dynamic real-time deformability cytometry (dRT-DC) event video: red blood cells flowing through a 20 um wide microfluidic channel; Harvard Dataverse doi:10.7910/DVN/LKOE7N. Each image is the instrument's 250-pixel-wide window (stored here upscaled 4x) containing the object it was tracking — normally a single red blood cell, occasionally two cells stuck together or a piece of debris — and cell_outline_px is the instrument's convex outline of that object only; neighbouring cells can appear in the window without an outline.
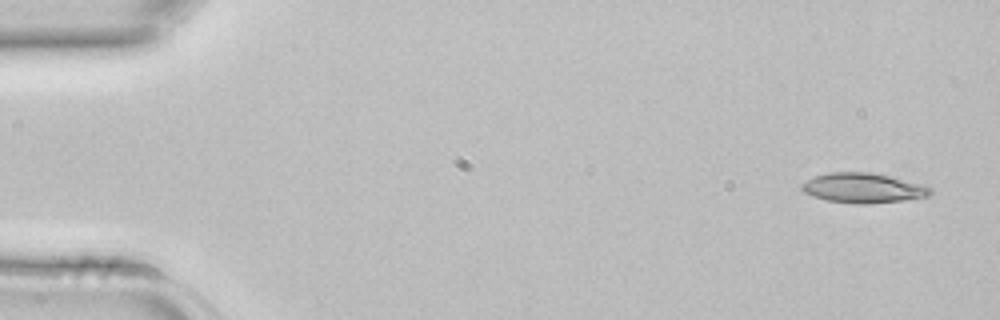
{"species": "common noctule bat (a hibernating species)", "species_latin": "Nyctalus noctula", "temperature_condition": "room temperature", "stored_images_in_passage": 4, "segment_of_instrument_passage": [2, 2], "camera_frame_rate_fps": 3000, "um_per_image_px": 0.085, "animal": {"sex": "female", "body_mass_g": 22.7, "forearm_length_mm": 54.2}, "frame": {"image": 1, "passage_image": 4, "time_ms": 1.0, "image_size_px": [1000, 320], "cell_outline_px": [[932, 192], [928, 196], [904, 200], [868, 204], [856, 204], [828, 200], [812, 196], [804, 192], [800, 188], [800, 184], [816, 176], [828, 172], [868, 172], [888, 176], [920, 184], [932, 188]], "centroid_in_image_um": [73.33, 15.98], "position_along_channel_um": 11.7, "area_um2": 22.14}}